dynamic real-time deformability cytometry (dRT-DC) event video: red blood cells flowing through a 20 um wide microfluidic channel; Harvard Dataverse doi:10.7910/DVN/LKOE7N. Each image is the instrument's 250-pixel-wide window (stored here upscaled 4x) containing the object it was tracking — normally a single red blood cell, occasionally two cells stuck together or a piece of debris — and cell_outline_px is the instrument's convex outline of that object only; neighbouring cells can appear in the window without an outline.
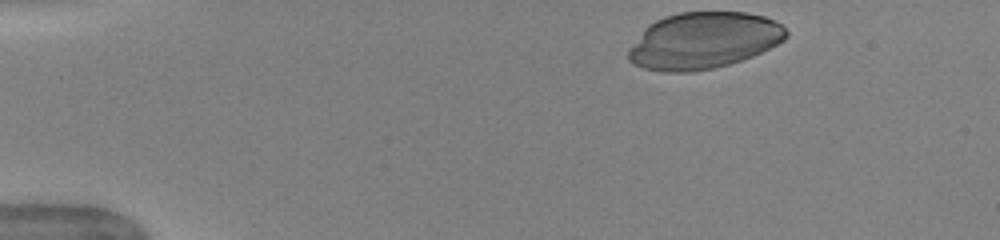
{"species": "human", "species_latin": "Homo sapiens", "temperature_condition": "warm", "stored_images_in_passage": 44, "camera_frame_rate_fps": 3000, "um_per_image_px": 0.085, "donor": {"sex": "female"}, "frame": {"image": 1, "passage_image": 1, "time_ms": 0.0, "image_size_px": [1000, 240], "cell_outline_px": [[788, 36], [784, 40], [752, 56], [728, 64], [712, 68], [692, 72], [660, 72], [644, 68], [632, 64], [628, 60], [628, 48], [644, 28], [648, 24], [664, 16], [680, 12], [748, 12], [764, 16], [784, 24], [788, 32]], "centroid_in_image_um": [59.78, 3.44], "position_along_channel_um": 25.2, "area_um2": 52.31}}
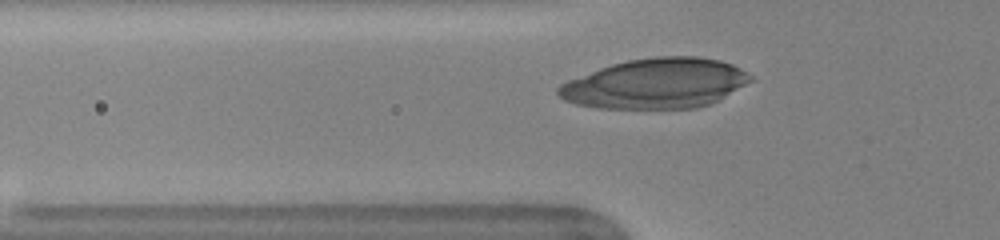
{"frame": {"image": 2, "passage_image": 11, "time_ms": 3.333, "image_size_px": [1000, 240], "cell_outline_px": [[756, 80], [708, 104], [696, 108], [596, 108], [576, 104], [564, 100], [556, 92], [556, 88], [560, 84], [568, 80], [600, 68], [612, 64], [628, 60], [656, 56], [696, 56], [720, 60], [732, 64], [748, 72]], "centroid_in_image_um": [55.75, 7.09], "position_along_channel_um": 70.1, "area_um2": 56.01}}
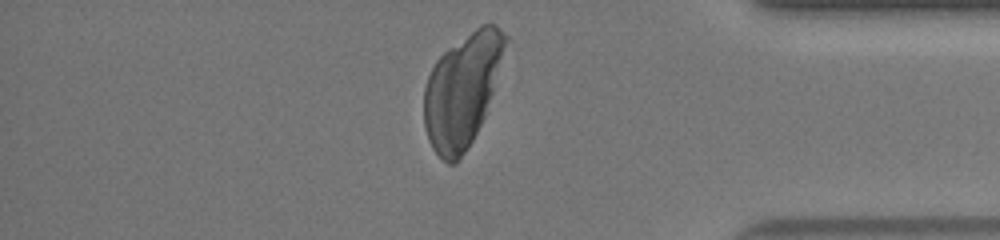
{"frame": {"image": 3, "passage_image": 37, "time_ms": 12.0, "image_size_px": [1000, 240], "cell_outline_px": [[508, 40], [492, 92], [484, 116], [472, 140], [456, 164], [448, 164], [432, 148], [428, 140], [424, 124], [424, 88], [428, 76], [436, 60], [448, 48], [480, 24], [496, 24], [508, 36]], "centroid_in_image_um": [39.28, 7.65], "position_along_channel_um": 395.9, "area_um2": 53.12}}